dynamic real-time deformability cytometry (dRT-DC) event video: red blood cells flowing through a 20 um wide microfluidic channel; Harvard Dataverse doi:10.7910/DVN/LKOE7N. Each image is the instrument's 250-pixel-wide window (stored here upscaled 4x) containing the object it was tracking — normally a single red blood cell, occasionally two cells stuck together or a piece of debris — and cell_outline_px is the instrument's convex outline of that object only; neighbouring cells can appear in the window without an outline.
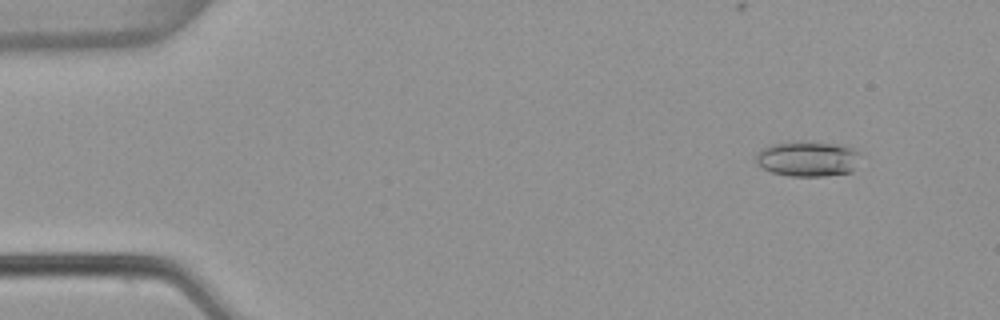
{"species": "common noctule bat (a hibernating species)", "species_latin": "Nyctalus noctula", "temperature_condition": "warm", "stored_images_in_passage": 54, "camera_frame_rate_fps": 3000, "um_per_image_px": 0.085, "animal": {"sex": "female", "body_mass_g": 22.7, "forearm_length_mm": 54.2}, "frame": {"image": 1, "passage_image": 5, "time_ms": 1.333, "image_size_px": [1000, 320], "cell_outline_px": [[860, 152], [852, 172], [824, 176], [788, 176], [772, 172], [756, 164], [756, 152], [760, 148], [772, 144], [804, 140], [836, 144], [856, 148]], "centroid_in_image_um": [68.63, 13.48], "position_along_channel_um": 16.4, "area_um2": 21.79}}
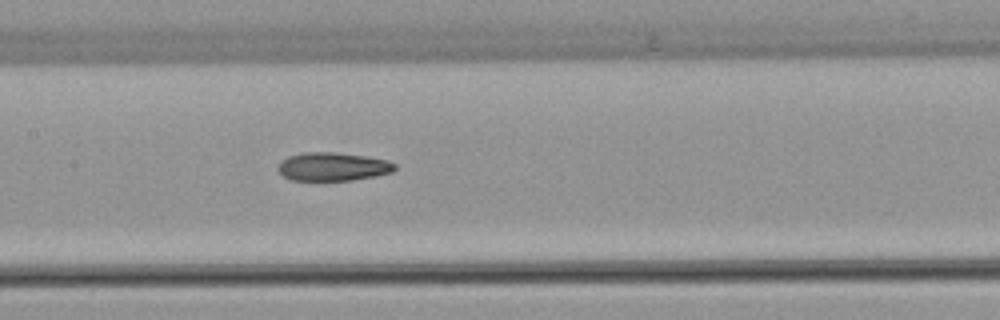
{"frame": {"image": 2, "passage_image": 26, "time_ms": 8.333, "image_size_px": [1000, 320], "cell_outline_px": [[396, 168], [392, 172], [376, 176], [352, 180], [292, 180], [284, 176], [276, 168], [280, 160], [288, 156], [304, 152], [336, 152], [364, 156], [388, 160], [396, 164]], "centroid_in_image_um": [28.28, 14.16], "position_along_channel_um": 179.1, "area_um2": 19.42}}
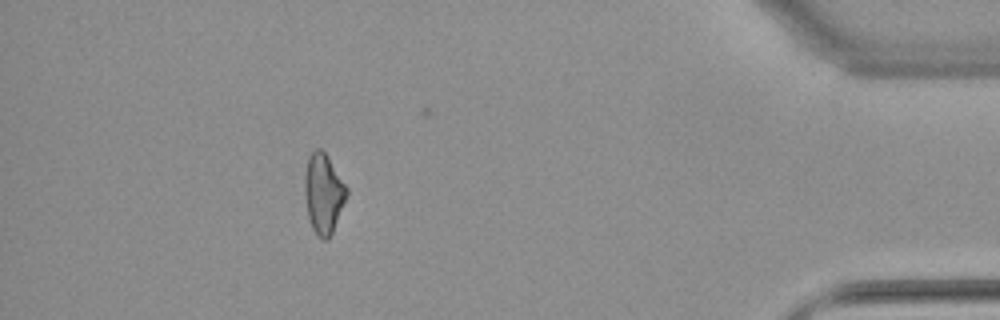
{"frame": {"image": 3, "passage_image": 48, "time_ms": 15.667, "image_size_px": [1000, 320], "cell_outline_px": [[348, 192], [332, 232], [328, 240], [324, 240], [316, 236], [312, 228], [308, 216], [304, 188], [304, 176], [308, 156], [316, 148], [320, 148], [328, 156], [348, 188]], "centroid_in_image_um": [27.48, 16.43], "position_along_channel_um": 407.7, "area_um2": 19.48}, "authors_computed_cell_mechanics": {"area_um2": 19.7098, "velocity_mm_per_s": 3.8379, "shape_relaxation_time_tau1_ms": null, "shape_relaxation_time_tau2_ms": 2.2219, "deformation_change_tau1": null, "deformation_change_tau2": 0.1027}}